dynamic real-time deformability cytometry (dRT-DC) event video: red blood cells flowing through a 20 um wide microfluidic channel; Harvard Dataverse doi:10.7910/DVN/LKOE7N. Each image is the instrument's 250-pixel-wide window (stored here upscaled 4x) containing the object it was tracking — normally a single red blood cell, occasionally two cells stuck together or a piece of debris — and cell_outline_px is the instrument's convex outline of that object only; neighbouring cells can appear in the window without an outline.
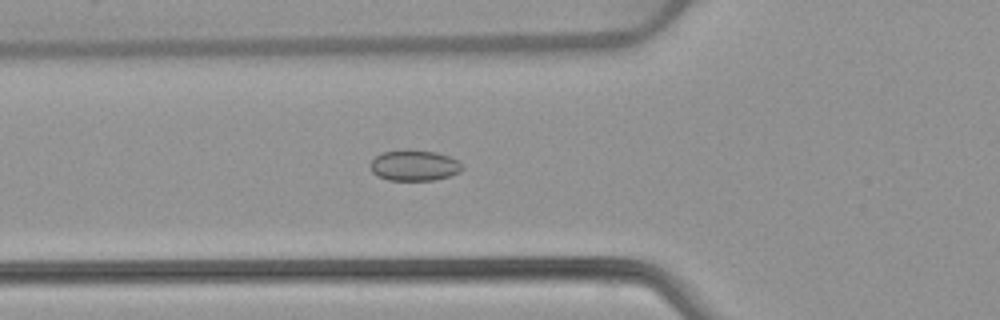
{"species": "common noctule bat (a hibernating species)", "species_latin": "Nyctalus noctula", "temperature_condition": "warm", "stored_images_in_passage": 51, "camera_frame_rate_fps": 3000, "um_per_image_px": 0.085, "animal": {"sex": "female", "body_mass_g": 22.7, "forearm_length_mm": 54.2}, "frame": {"image": 1, "passage_image": 18, "time_ms": 5.667, "image_size_px": [1000, 320], "cell_outline_px": [[464, 168], [460, 172], [436, 180], [388, 180], [376, 176], [372, 172], [372, 160], [376, 156], [384, 152], [404, 148], [436, 152], [448, 156], [456, 160]], "centroid_in_image_um": [35.2, 14.05], "position_along_channel_um": 90.6, "area_um2": 16.53}}
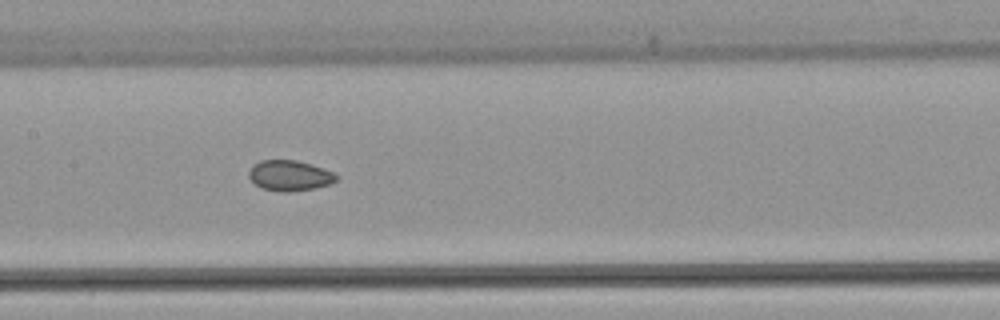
{"frame": {"image": 2, "passage_image": 25, "time_ms": 8.0, "image_size_px": [1000, 320], "cell_outline_px": [[340, 176], [336, 180], [328, 184], [316, 188], [288, 192], [280, 192], [260, 188], [248, 176], [248, 172], [252, 164], [260, 160], [296, 160], [312, 164], [324, 168]], "centroid_in_image_um": [24.6, 14.92], "position_along_channel_um": 182.8, "area_um2": 15.72}}
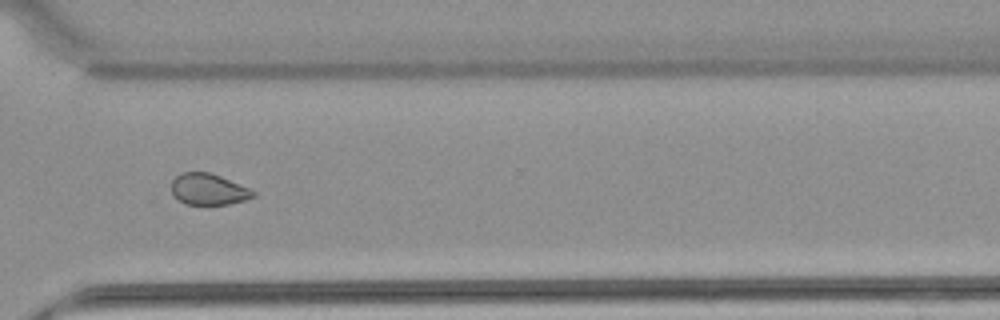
{"frame": {"image": 3, "passage_image": 38, "time_ms": 12.333, "image_size_px": [1000, 320], "cell_outline_px": [[256, 196], [244, 200], [228, 204], [184, 204], [172, 196], [172, 180], [176, 176], [184, 172], [208, 172], [220, 176], [248, 188], [256, 192]], "centroid_in_image_um": [17.69, 16.1], "position_along_channel_um": 352.9, "area_um2": 14.8}, "authors_computed_cell_mechanics": {"area_um2": 16.5308, "velocity_mm_per_s": 3.9353, "shape_relaxation_time_tau1_ms": null, "shape_relaxation_time_tau2_ms": 4.7044, "deformation_change_tau1": null, "deformation_change_tau2": 0.0753}}